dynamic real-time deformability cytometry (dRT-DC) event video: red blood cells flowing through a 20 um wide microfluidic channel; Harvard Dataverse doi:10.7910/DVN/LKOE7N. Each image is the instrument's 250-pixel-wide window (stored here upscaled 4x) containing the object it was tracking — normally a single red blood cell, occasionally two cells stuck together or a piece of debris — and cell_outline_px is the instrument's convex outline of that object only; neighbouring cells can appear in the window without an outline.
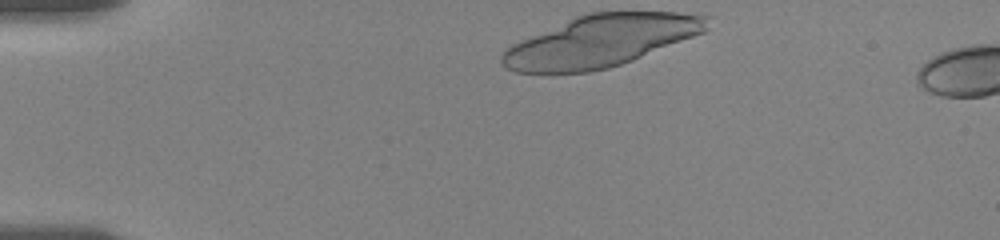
{"species": "human", "species_latin": "Homo sapiens", "temperature_condition": "room temperature", "stored_images_in_passage": 5, "camera_frame_rate_fps": 3000, "um_per_image_px": 0.085, "donor": {"sex": "female"}, "frame": {"image": 1, "passage_image": 1, "time_ms": 0.0, "image_size_px": [1000, 240], "cell_outline_px": [[708, 28], [704, 32], [632, 60], [608, 68], [588, 72], [516, 72], [504, 68], [500, 60], [500, 56], [512, 44], [520, 40], [576, 16], [588, 12], [696, 12], [708, 16]], "centroid_in_image_um": [51.08, 3.47], "position_along_channel_um": 33.9, "area_um2": 61.5}}